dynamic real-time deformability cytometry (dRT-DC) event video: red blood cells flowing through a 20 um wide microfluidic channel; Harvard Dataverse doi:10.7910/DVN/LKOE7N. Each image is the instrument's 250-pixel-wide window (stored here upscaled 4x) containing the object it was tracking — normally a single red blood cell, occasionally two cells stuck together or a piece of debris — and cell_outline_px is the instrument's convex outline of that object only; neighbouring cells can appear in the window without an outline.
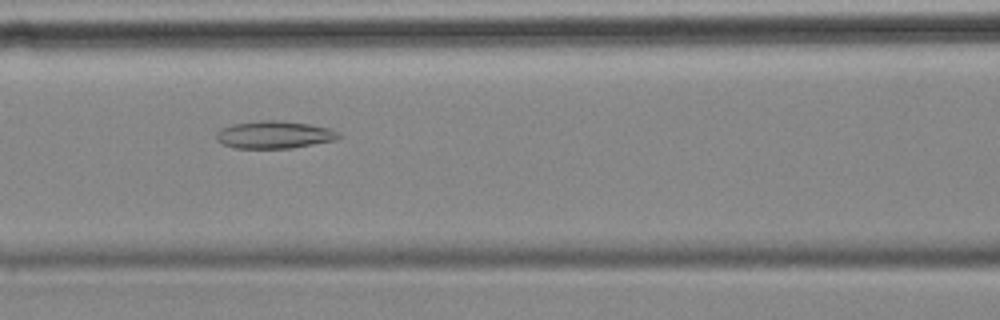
{"species": "common noctule bat (a hibernating species)", "species_latin": "Nyctalus noctula", "temperature_condition": "cold", "stored_images_in_passage": 57, "camera_frame_rate_fps": 3000, "um_per_image_px": 0.085, "animal": {"sex": "female", "body_mass_g": 18.4}, "frame": {"image": 1, "passage_image": 24, "time_ms": 7.667, "image_size_px": [1000, 320], "cell_outline_px": [[340, 136], [336, 140], [292, 148], [236, 148], [224, 144], [216, 140], [216, 132], [220, 128], [232, 124], [260, 120], [280, 120], [308, 124], [328, 128], [336, 132]], "centroid_in_image_um": [23.27, 11.45], "position_along_channel_um": 143.3, "area_um2": 19.54}}
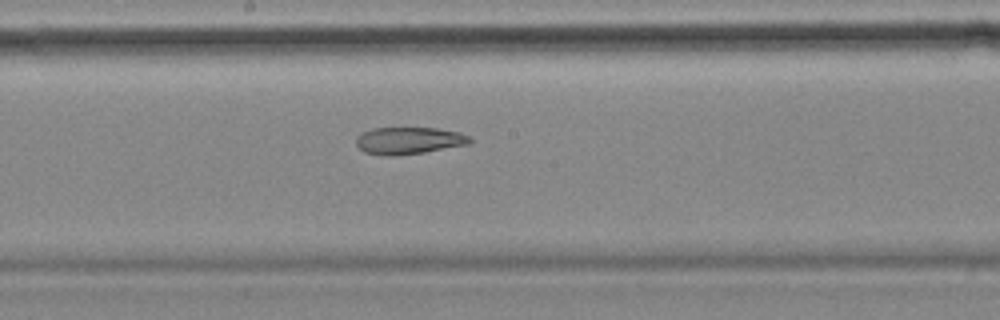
{"frame": {"image": 2, "passage_image": 30, "time_ms": 9.667, "image_size_px": [1000, 320], "cell_outline_px": [[472, 140], [468, 144], [424, 152], [396, 156], [384, 156], [364, 152], [356, 144], [356, 136], [372, 128], [436, 128], [460, 132], [472, 136]], "centroid_in_image_um": [34.76, 11.95], "position_along_channel_um": 213.4, "area_um2": 18.03}}
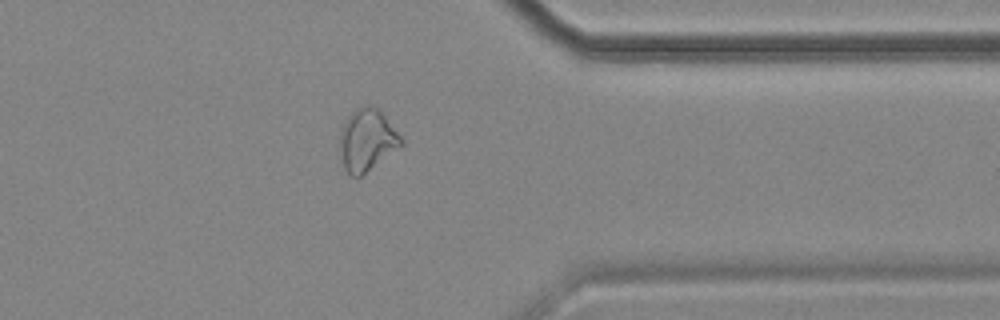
{"frame": {"image": 3, "passage_image": 45, "time_ms": 14.667, "image_size_px": [1000, 320], "cell_outline_px": [[404, 144], [360, 176], [352, 176], [344, 168], [340, 148], [340, 128], [344, 120], [356, 108], [368, 104], [372, 104], [384, 116], [404, 140]], "centroid_in_image_um": [31.18, 11.88], "position_along_channel_um": 380.2, "area_um2": 21.85}, "authors_computed_cell_mechanics": {"area_um2": 23.698, "velocity_mm_per_s": 3.5194, "shape_relaxation_time_tau1_ms": null, "shape_relaxation_time_tau2_ms": 5.7581, "deformation_change_tau1": null, "deformation_change_tau2": 0.1441}}